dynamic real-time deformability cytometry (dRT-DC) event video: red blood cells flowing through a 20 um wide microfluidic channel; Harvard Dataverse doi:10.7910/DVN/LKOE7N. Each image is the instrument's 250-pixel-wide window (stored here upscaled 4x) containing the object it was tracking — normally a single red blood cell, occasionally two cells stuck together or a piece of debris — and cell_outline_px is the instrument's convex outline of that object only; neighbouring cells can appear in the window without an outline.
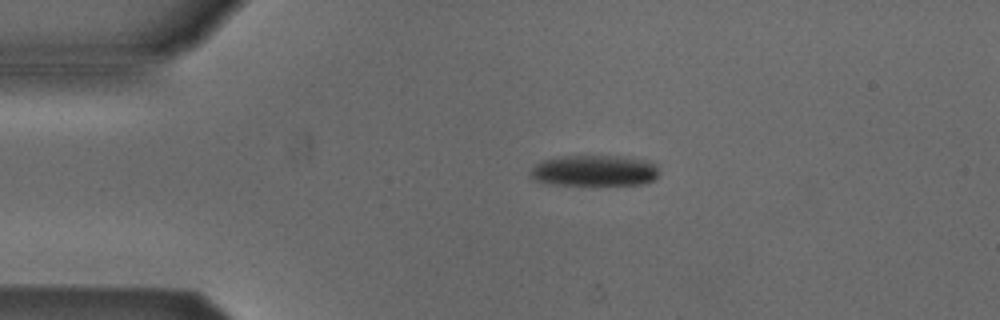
{"species": "Egyptian fruit bat (a non-hibernating species)", "species_latin": "Rousettus aegyptiacus", "temperature_condition": "cold", "stored_images_in_passage": 3, "camera_frame_rate_fps": 3000, "um_per_image_px": 0.085, "animal": {"sex": "male"}, "frame": {"image": 1, "passage_image": 2, "time_ms": 1.333, "image_size_px": [1000, 320], "cell_outline_px": [[660, 172], [656, 180], [644, 184], [544, 184], [528, 176], [528, 172], [536, 164], [544, 160], [568, 156], [620, 156], [644, 160], [656, 164]], "centroid_in_image_um": [50.54, 14.51], "position_along_channel_um": 34.5, "area_um2": 23.24}}